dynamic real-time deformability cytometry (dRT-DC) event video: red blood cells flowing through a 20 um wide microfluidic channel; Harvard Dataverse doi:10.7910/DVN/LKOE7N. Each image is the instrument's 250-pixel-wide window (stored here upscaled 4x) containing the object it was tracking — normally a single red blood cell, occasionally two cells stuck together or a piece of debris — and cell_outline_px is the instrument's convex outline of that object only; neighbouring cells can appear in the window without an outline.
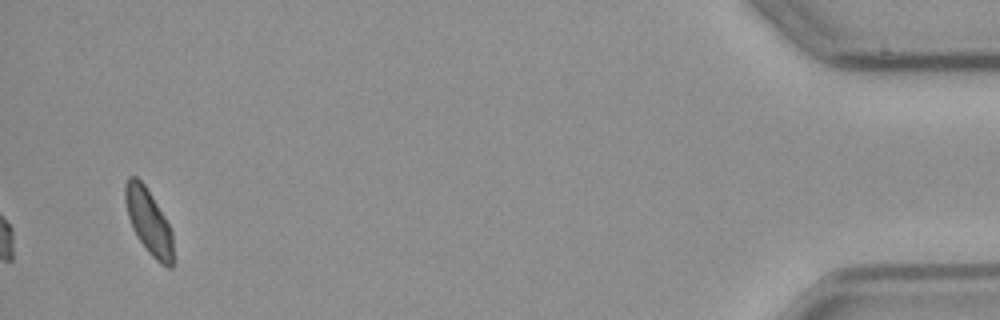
{"species": "common noctule bat (a hibernating species)", "species_latin": "Nyctalus noctula", "temperature_condition": "cold", "stored_images_in_passage": 43, "camera_frame_rate_fps": 3000, "um_per_image_px": 0.085, "animal": {"sex": "male", "body_mass_g": 23.1, "forearm_length_mm": 52.7}, "frame": {"image": 1, "passage_image": 43, "time_ms": 14.0, "image_size_px": [1000, 320], "cell_outline_px": [[172, 268], [168, 268], [160, 264], [148, 252], [136, 236], [132, 228], [128, 216], [124, 200], [124, 184], [128, 176], [136, 176], [144, 184], [152, 196], [164, 216], [172, 232]], "centroid_in_image_um": [12.6, 18.82], "position_along_channel_um": 422.6, "area_um2": 18.21}}